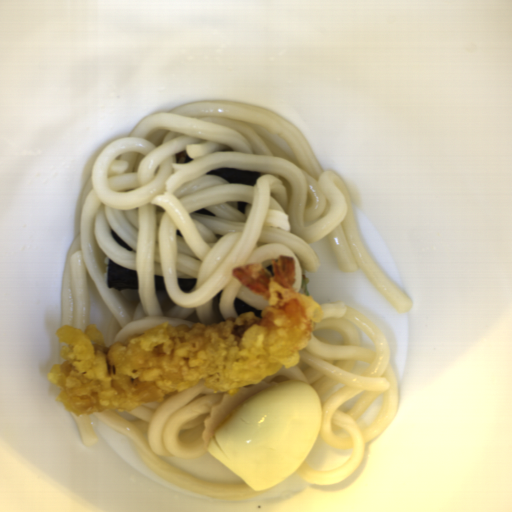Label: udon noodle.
Returning a JSON list of instances; mask_svg holds the SVG:
<instances>
[{"mask_svg":"<svg viewBox=\"0 0 512 512\" xmlns=\"http://www.w3.org/2000/svg\"><path fill=\"white\" fill-rule=\"evenodd\" d=\"M226 147L236 152L221 151ZM184 149L195 160L175 163L174 155ZM221 167L268 175L254 187L206 176ZM82 196L79 232L64 259L58 326L86 332L95 325L104 352L116 340L125 347L127 337L145 335L133 330L164 321L188 329L219 324L213 299L220 291L225 320L239 316L236 297L263 314L269 301L231 275L245 263L262 262L274 277L272 259L295 258L292 287L303 294L304 271L315 274L321 266L310 244L327 235L340 271L360 268L398 315L413 308L362 239L353 207L363 211L361 192L336 170H322L294 122L260 107L205 101L152 114L97 155ZM240 200L253 205L244 216L236 210ZM203 207L217 216L191 214ZM110 228L136 252L119 246ZM215 233L225 237L217 240ZM107 256L138 270L139 292L106 287ZM87 273L112 315L105 339L88 319ZM154 274L163 276L176 303L172 312L162 315L158 307ZM178 278L198 279L193 292L183 293Z\"/></svg>","mask_w":512,"mask_h":512,"instance_id":"d5520da0","label":"udon noodle"},{"mask_svg":"<svg viewBox=\"0 0 512 512\" xmlns=\"http://www.w3.org/2000/svg\"><path fill=\"white\" fill-rule=\"evenodd\" d=\"M319 306L324 312V319L315 323L308 345L298 351L299 364L289 368L282 365L276 375L263 378L260 384L299 380L318 393L322 404L318 436L332 449L353 448L352 456L341 467L319 472L307 465L308 455L294 472L306 483L325 486L340 483L359 468L365 458L366 443L383 434L396 418L400 389L391 363L390 345L378 325L358 309L341 301ZM352 322L372 340L376 353L361 347ZM324 329L341 334L342 343L330 344L324 338H317L315 333ZM357 360L369 366L360 375L351 372ZM361 392V398L348 411H339L345 402ZM381 394L384 403L377 417L368 428H362L356 420Z\"/></svg>","mask_w":512,"mask_h":512,"instance_id":"a0691cae","label":"udon noodle"},{"mask_svg":"<svg viewBox=\"0 0 512 512\" xmlns=\"http://www.w3.org/2000/svg\"><path fill=\"white\" fill-rule=\"evenodd\" d=\"M204 383L203 378L193 388L168 393L162 402H143L139 408L127 413L112 409L93 415L83 414L81 418H77L74 412L69 414L85 447H91L98 441L91 422V417L96 416L124 434L130 448L150 473L182 490L222 501L259 497L265 490H252L242 478L244 485L241 486L209 483L176 469L158 457L193 459L208 452L220 462L208 447L205 448L202 434L205 430L204 420L210 417L213 406L221 404L223 396L215 395Z\"/></svg>","mask_w":512,"mask_h":512,"instance_id":"8dc81ce9","label":"udon noodle"},{"mask_svg":"<svg viewBox=\"0 0 512 512\" xmlns=\"http://www.w3.org/2000/svg\"><path fill=\"white\" fill-rule=\"evenodd\" d=\"M254 385H257V384H249V385H247L245 387H251V386H254ZM245 387H242V388H245Z\"/></svg>","mask_w":512,"mask_h":512,"instance_id":"b55badf4","label":"udon noodle"}]
</instances>
